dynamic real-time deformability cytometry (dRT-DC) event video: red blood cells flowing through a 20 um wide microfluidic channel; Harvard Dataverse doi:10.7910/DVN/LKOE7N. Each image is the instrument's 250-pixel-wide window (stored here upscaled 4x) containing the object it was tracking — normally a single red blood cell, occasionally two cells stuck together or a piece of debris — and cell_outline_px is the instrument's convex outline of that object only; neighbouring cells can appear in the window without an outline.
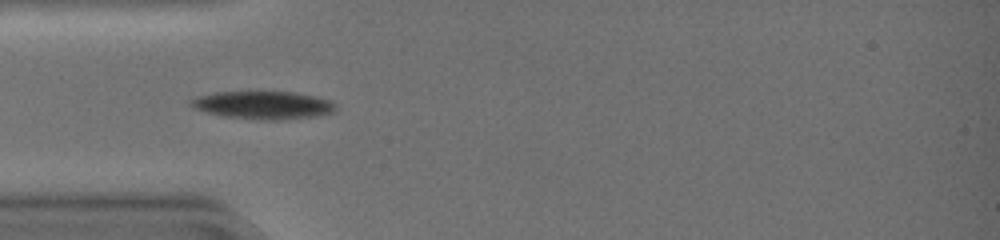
{"species": "common noctule bat (a hibernating species)", "species_latin": "Nyctalus noctula", "temperature_condition": "warm", "stored_images_in_passage": 33, "camera_frame_rate_fps": 3000, "um_per_image_px": 0.085, "animal": {"sex": "female", "body_mass_g": 19.0, "forearm_length_mm": 51.5}, "frame": {"image": 1, "passage_image": 1, "time_ms": 0.0, "image_size_px": [1000, 240], "cell_outline_px": [[336, 108], [332, 112], [316, 116], [280, 120], [260, 120], [220, 116], [196, 108], [188, 104], [188, 100], [196, 96], [216, 92], [296, 92], [320, 96], [332, 100], [336, 104]], "centroid_in_image_um": [22.39, 8.93], "position_along_channel_um": 62.6, "area_um2": 23.87}}
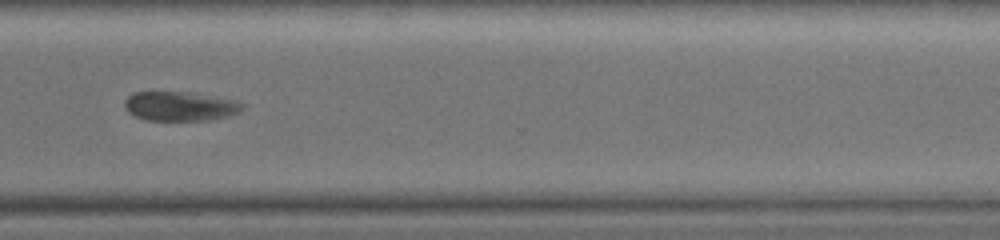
{"frame": {"image": 2, "passage_image": 22, "time_ms": 7.0, "image_size_px": [1000, 240], "cell_outline_px": [[244, 108], [240, 112], [228, 116], [208, 120], [144, 120], [128, 112], [124, 104], [124, 100], [132, 92], [176, 92], [236, 100], [244, 104]], "centroid_in_image_um": [15.28, 9.04], "position_along_channel_um": 355.3, "area_um2": 19.83}}
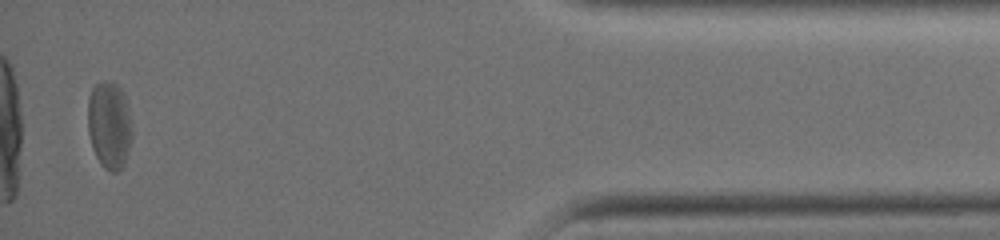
{"frame": {"image": 3, "passage_image": 31, "time_ms": 10.0, "image_size_px": [1000, 240], "cell_outline_px": [[132, 140], [124, 164], [116, 172], [112, 172], [104, 168], [100, 164], [92, 148], [88, 132], [88, 96], [92, 88], [100, 80], [108, 80], [116, 84], [124, 92], [128, 104], [132, 120]], "centroid_in_image_um": [9.31, 10.6], "position_along_channel_um": 425.9, "area_um2": 23.12}, "authors_computed_cell_mechanics": {"area_um2": 22.8888, "velocity_mm_per_s": 4.1939, "shape_relaxation_time_tau1_ms": 0.6946, "shape_relaxation_time_tau2_ms": 3.206, "deformation_change_tau1": 0.059, "deformation_change_tau2": 0.0717}}